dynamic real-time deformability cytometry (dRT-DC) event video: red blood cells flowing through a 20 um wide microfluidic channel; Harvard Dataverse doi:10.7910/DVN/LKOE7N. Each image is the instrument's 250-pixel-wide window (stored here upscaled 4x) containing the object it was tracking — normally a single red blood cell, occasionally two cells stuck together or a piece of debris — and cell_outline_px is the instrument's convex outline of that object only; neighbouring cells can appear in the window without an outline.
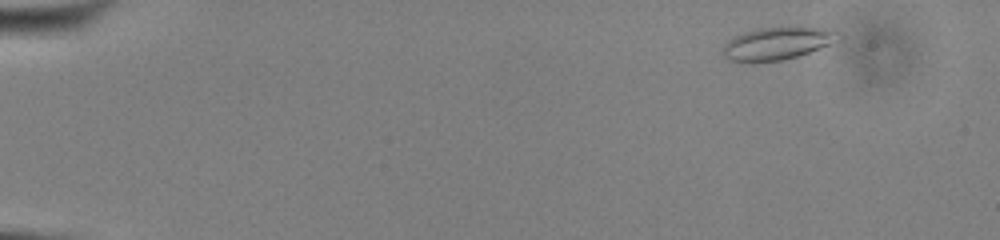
{"species": "common noctule bat (a hibernating species)", "species_latin": "Nyctalus noctula", "temperature_condition": "cold", "stored_images_in_passage": 53, "camera_frame_rate_fps": 3000, "um_per_image_px": 0.085, "animal": {"sex": "male", "body_mass_g": 13.0, "forearm_length_mm": 53.1}, "frame": {"image": 1, "passage_image": 5, "time_ms": 1.333, "image_size_px": [1000, 240], "cell_outline_px": [[844, 36], [840, 40], [808, 52], [796, 56], [780, 60], [732, 60], [724, 56], [720, 52], [720, 48], [732, 36], [756, 28], [824, 28], [840, 32]], "centroid_in_image_um": [66.07, 3.66], "position_along_channel_um": 18.9, "area_um2": 21.44}}
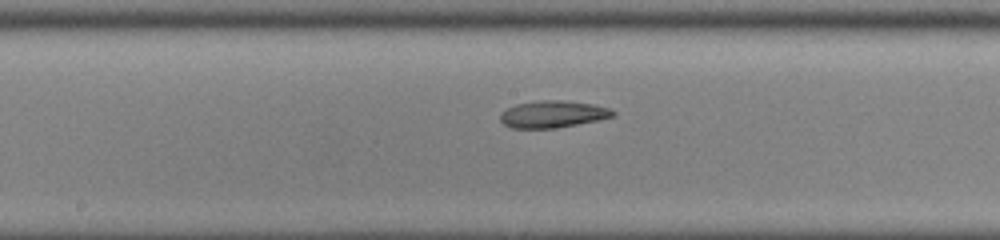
{"frame": {"image": 2, "passage_image": 29, "time_ms": 9.333, "image_size_px": [1000, 240], "cell_outline_px": [[616, 116], [600, 120], [556, 128], [512, 128], [504, 124], [500, 120], [500, 112], [516, 104], [540, 100], [560, 100], [592, 104], [608, 108], [616, 112]], "centroid_in_image_um": [47.0, 9.71], "position_along_channel_um": 201.2, "area_um2": 17.74}}
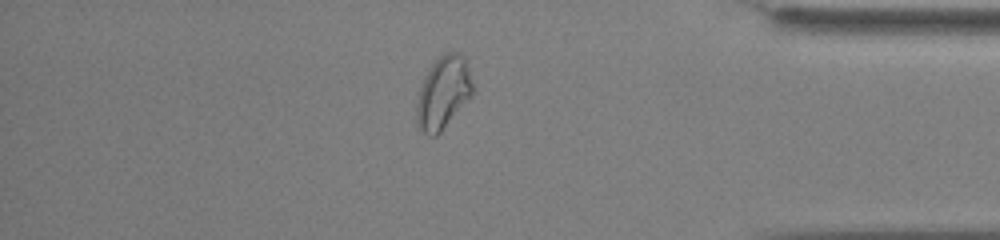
{"frame": {"image": 3, "passage_image": 46, "time_ms": 15.0, "image_size_px": [1000, 240], "cell_outline_px": [[472, 96], [440, 132], [436, 136], [428, 136], [420, 128], [416, 120], [416, 104], [420, 88], [424, 76], [432, 64], [444, 52], [456, 52], [464, 56], [468, 68], [472, 84]], "centroid_in_image_um": [37.66, 7.88], "position_along_channel_um": 397.5, "area_um2": 23.47}, "authors_computed_cell_mechanics": {"area_um2": 20.23, "velocity_mm_per_s": 3.8651, "shape_relaxation_time_tau1_ms": null, "shape_relaxation_time_tau2_ms": 5.9524, "deformation_change_tau1": null, "deformation_change_tau2": 0.1259}}